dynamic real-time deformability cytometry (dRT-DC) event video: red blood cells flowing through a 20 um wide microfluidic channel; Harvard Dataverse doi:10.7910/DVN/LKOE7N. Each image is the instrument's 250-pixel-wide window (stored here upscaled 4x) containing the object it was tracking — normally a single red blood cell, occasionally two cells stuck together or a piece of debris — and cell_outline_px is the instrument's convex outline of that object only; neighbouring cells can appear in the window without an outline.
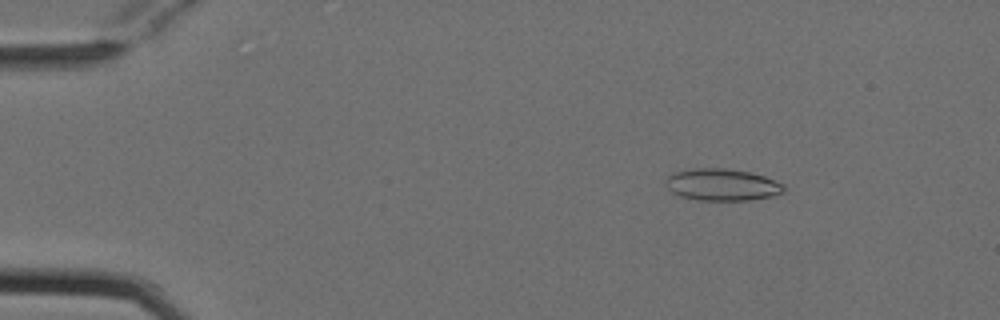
{"species": "Egyptian fruit bat (a non-hibernating species)", "species_latin": "Rousettus aegyptiacus", "temperature_condition": "cold", "stored_images_in_passage": 5, "camera_frame_rate_fps": 3000, "um_per_image_px": 0.085, "animal": {"sex": "female"}, "frame": {"image": 1, "passage_image": 2, "time_ms": 0.333, "image_size_px": [1000, 320], "cell_outline_px": [[784, 192], [772, 196], [752, 200], [700, 200], [680, 196], [672, 192], [668, 188], [664, 180], [668, 176], [676, 172], [696, 168], [724, 168], [748, 172], [764, 176], [784, 184]], "centroid_in_image_um": [61.38, 15.7], "position_along_channel_um": 23.6, "area_um2": 21.85}}